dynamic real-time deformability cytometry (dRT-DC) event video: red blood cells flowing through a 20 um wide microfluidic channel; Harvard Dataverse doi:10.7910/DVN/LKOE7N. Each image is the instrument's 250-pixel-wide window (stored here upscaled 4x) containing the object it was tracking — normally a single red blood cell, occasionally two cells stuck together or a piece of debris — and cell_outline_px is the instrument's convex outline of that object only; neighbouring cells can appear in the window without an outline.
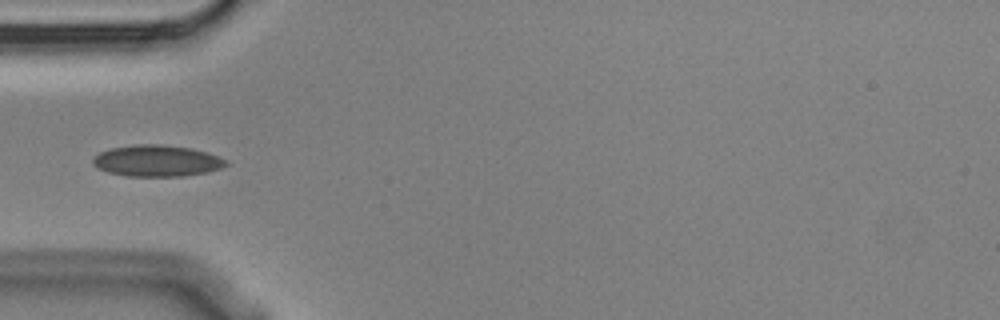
{"species": "Egyptian fruit bat (a non-hibernating species)", "species_latin": "Rousettus aegyptiacus", "temperature_condition": "cold", "stored_images_in_passage": 3, "camera_frame_rate_fps": 3000, "um_per_image_px": 0.085, "animal": {"sex": "male"}, "frame": {"image": 1, "passage_image": 3, "time_ms": 0.667, "image_size_px": [1000, 320], "cell_outline_px": [[228, 164], [220, 168], [204, 172], [180, 176], [124, 176], [108, 172], [96, 168], [92, 164], [92, 160], [100, 152], [112, 148], [136, 144], [160, 144], [192, 148], [208, 152], [224, 160]], "centroid_in_image_um": [13.28, 13.66], "position_along_channel_um": 71.7, "area_um2": 24.16}}